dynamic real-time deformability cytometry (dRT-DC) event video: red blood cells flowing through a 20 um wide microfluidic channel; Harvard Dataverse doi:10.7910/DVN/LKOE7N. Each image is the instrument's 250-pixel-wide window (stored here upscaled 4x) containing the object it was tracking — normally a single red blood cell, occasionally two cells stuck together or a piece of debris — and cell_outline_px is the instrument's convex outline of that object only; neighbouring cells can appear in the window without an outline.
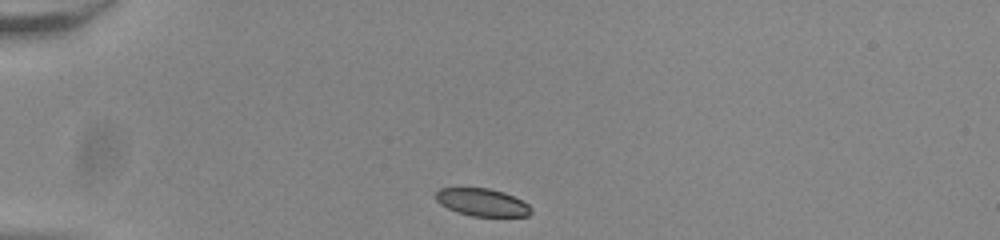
{"species": "common noctule bat (a hibernating species)", "species_latin": "Nyctalus noctula", "temperature_condition": "room temperature", "stored_images_in_passage": 34, "camera_frame_rate_fps": 3000, "um_per_image_px": 0.085, "animal": {"sex": "male", "body_mass_g": 20.0, "forearm_length_mm": 53.3}, "frame": {"image": 1, "passage_image": 1, "time_ms": 0.0, "image_size_px": [1000, 240], "cell_outline_px": [[532, 212], [528, 216], [472, 216], [456, 212], [440, 204], [436, 200], [436, 192], [440, 188], [488, 188], [504, 192], [528, 204], [532, 208]], "centroid_in_image_um": [40.98, 17.2], "position_along_channel_um": 44.0, "area_um2": 15.26}}
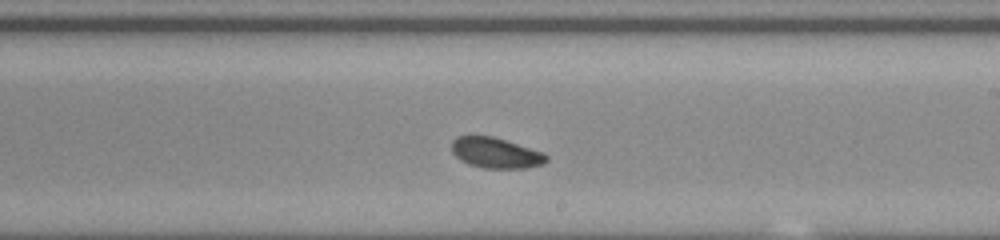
{"frame": {"image": 2, "passage_image": 20, "time_ms": 6.333, "image_size_px": [1000, 240], "cell_outline_px": [[548, 160], [544, 164], [524, 168], [484, 168], [468, 164], [460, 160], [452, 152], [452, 140], [456, 136], [492, 136], [544, 152], [548, 156]], "centroid_in_image_um": [42.14, 13.0], "position_along_channel_um": 246.9, "area_um2": 16.88}}
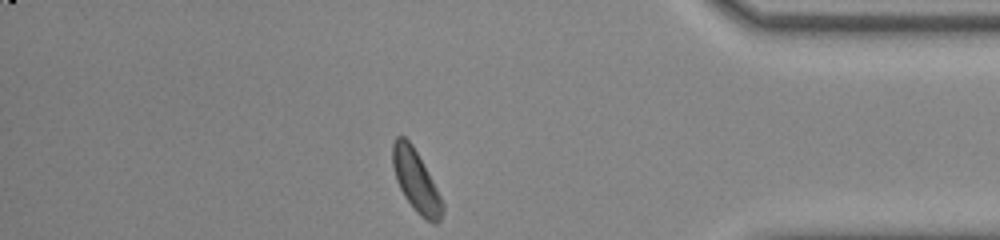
{"frame": {"image": 3, "passage_image": 34, "time_ms": 11.0, "image_size_px": [1000, 240], "cell_outline_px": [[444, 208], [440, 220], [436, 224], [432, 224], [420, 216], [416, 212], [404, 196], [396, 180], [392, 164], [392, 144], [396, 136], [404, 136], [412, 144], [428, 172], [444, 204]], "centroid_in_image_um": [35.35, 15.4], "position_along_channel_um": 399.9, "area_um2": 17.86}, "authors_computed_cell_mechanics": {"area_um2": 17.34, "velocity_mm_per_s": 3.8167, "shape_relaxation_time_tau1_ms": 3.3091, "shape_relaxation_time_tau2_ms": 6.3155, "deformation_change_tau1": 0.0736, "deformation_change_tau2": 0.1009}}